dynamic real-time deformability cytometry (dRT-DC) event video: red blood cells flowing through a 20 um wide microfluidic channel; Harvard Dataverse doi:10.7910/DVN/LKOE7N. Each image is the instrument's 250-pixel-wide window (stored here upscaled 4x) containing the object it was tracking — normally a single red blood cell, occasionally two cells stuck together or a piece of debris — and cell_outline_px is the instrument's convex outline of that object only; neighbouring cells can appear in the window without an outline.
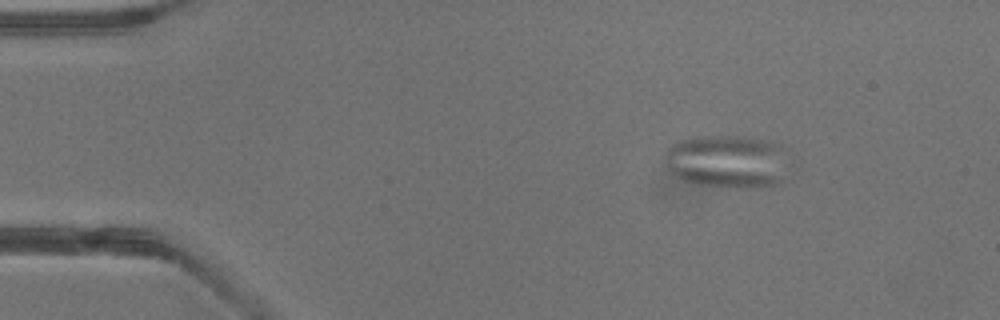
{"species": "common noctule bat (a hibernating species)", "species_latin": "Nyctalus noctula", "temperature_condition": "warm", "stored_images_in_passage": 3, "camera_frame_rate_fps": 3000, "um_per_image_px": 0.085, "animal": {"sex": "male", "body_mass_g": 13.3}, "frame": {"image": 1, "passage_image": 3, "time_ms": 0.667, "image_size_px": [1000, 320], "cell_outline_px": [[788, 144], [784, 180], [776, 184], [752, 188], [736, 188], [700, 184], [684, 180], [676, 176], [664, 164], [664, 160], [668, 148], [672, 144], [684, 140], [700, 136], [744, 136]], "centroid_in_image_um": [61.9, 13.71], "position_along_channel_um": 23.1, "area_um2": 38.96}}